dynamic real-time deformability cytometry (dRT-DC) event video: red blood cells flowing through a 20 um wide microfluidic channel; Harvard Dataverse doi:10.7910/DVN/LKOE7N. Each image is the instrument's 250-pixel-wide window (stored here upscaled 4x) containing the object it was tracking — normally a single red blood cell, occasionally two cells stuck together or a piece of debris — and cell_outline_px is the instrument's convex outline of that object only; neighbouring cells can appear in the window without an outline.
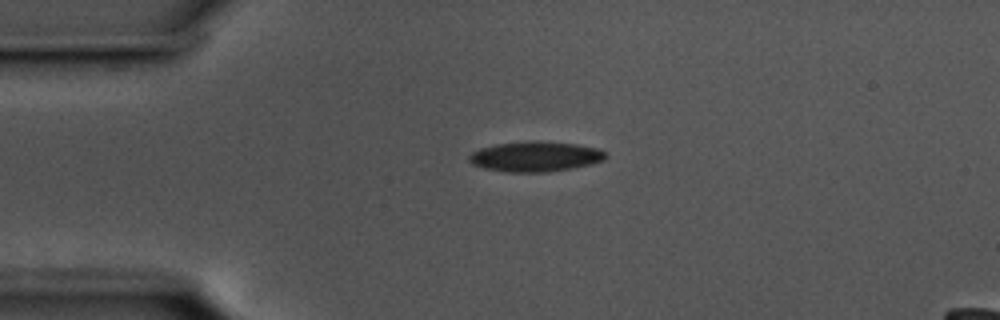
{"species": "common noctule bat (a hibernating species)", "species_latin": "Nyctalus noctula", "temperature_condition": "cold", "stored_images_in_passage": 44, "camera_frame_rate_fps": 3000, "um_per_image_px": 0.085, "animal": {"sex": "male", "body_mass_g": 17.5, "forearm_length_mm": 52.3}, "frame": {"image": 1, "passage_image": 1, "time_ms": 0.0, "image_size_px": [1000, 320], "cell_outline_px": [[608, 156], [604, 160], [588, 164], [568, 168], [544, 172], [508, 172], [484, 168], [472, 164], [468, 160], [468, 156], [472, 152], [480, 148], [496, 144], [532, 140], [536, 140], [576, 144], [600, 148], [608, 152]], "centroid_in_image_um": [45.51, 13.29], "position_along_channel_um": 39.5, "area_um2": 24.04}}
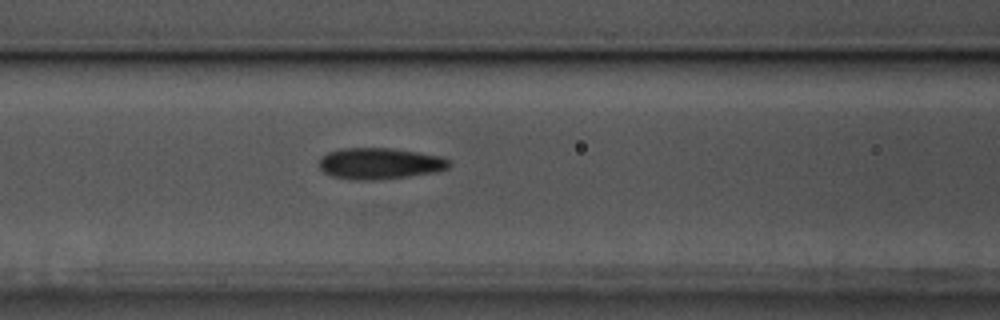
{"frame": {"image": 2, "passage_image": 11, "time_ms": 3.333, "image_size_px": [1000, 320], "cell_outline_px": [[452, 164], [448, 168], [436, 172], [408, 176], [372, 180], [352, 180], [332, 176], [324, 172], [316, 164], [320, 156], [328, 152], [344, 148], [392, 148], [440, 156], [448, 160]], "centroid_in_image_um": [32.23, 13.9], "position_along_channel_um": 134.4, "area_um2": 23.81}}
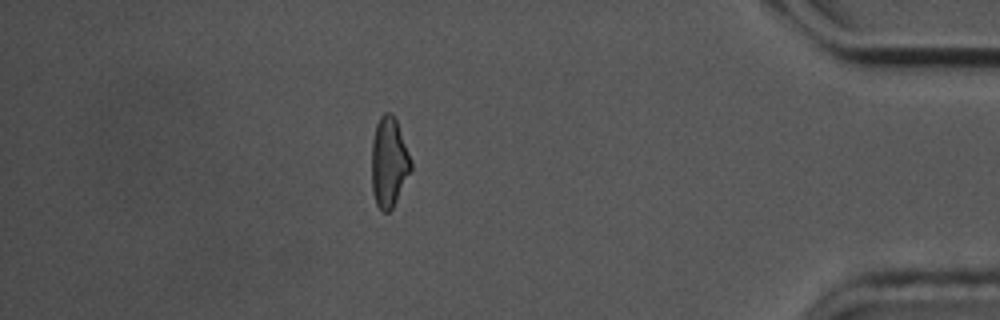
{"frame": {"image": 3, "passage_image": 37, "time_ms": 12.0, "image_size_px": [1000, 320], "cell_outline_px": [[412, 168], [392, 208], [388, 212], [384, 212], [376, 204], [372, 192], [372, 140], [376, 124], [380, 116], [384, 112], [392, 112], [396, 120], [412, 160]], "centroid_in_image_um": [33.05, 13.76], "position_along_channel_um": 402.1, "area_um2": 20.52}, "authors_computed_cell_mechanics": {"area_um2": 22.3686, "velocity_mm_per_s": 3.5977, "shape_relaxation_time_tau1_ms": 10.0047, "shape_relaxation_time_tau2_ms": 3.7014, "deformation_change_tau1": 0.1907, "deformation_change_tau2": 0.1167}}